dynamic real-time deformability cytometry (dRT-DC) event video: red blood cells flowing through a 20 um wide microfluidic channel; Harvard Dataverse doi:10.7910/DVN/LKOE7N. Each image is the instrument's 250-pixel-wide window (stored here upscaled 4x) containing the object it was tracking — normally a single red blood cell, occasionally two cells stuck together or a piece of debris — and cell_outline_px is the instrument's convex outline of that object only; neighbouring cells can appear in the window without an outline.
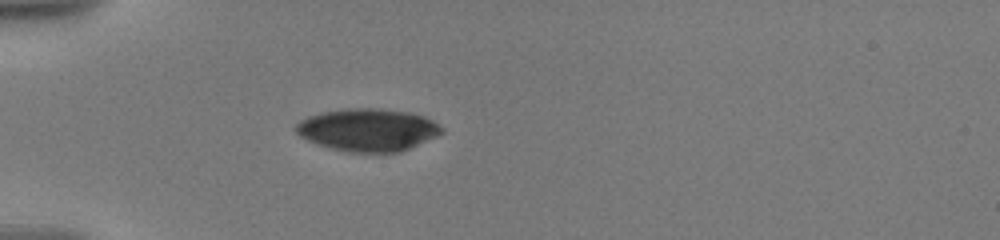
{"species": "human", "species_latin": "Homo sapiens", "temperature_condition": "warm", "stored_images_in_passage": 56, "camera_frame_rate_fps": 3000, "um_per_image_px": 0.085, "donor": {"sex": "male"}, "frame": {"image": 1, "passage_image": 1, "time_ms": 0.0, "image_size_px": [1000, 240], "cell_outline_px": [[444, 132], [436, 136], [400, 152], [348, 152], [332, 148], [308, 140], [300, 136], [296, 132], [296, 124], [300, 120], [308, 116], [324, 112], [344, 108], [376, 108], [408, 112], [424, 116], [432, 120], [444, 128]], "centroid_in_image_um": [31.28, 11.03], "position_along_channel_um": 53.7, "area_um2": 35.89}}
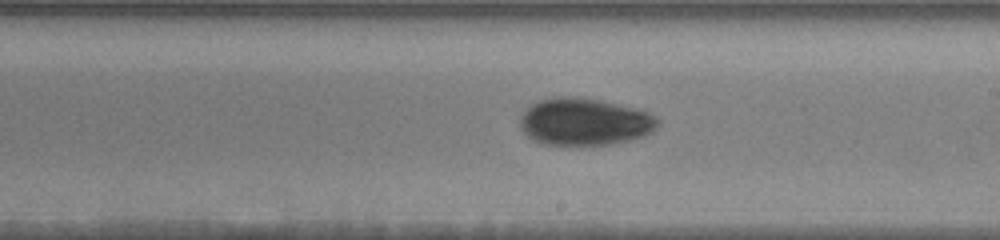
{"frame": {"image": 2, "passage_image": 25, "time_ms": 5.667, "image_size_px": [1000, 240], "cell_outline_px": [[660, 124], [652, 132], [644, 136], [632, 140], [612, 144], [544, 144], [532, 140], [520, 128], [520, 116], [524, 108], [528, 104], [540, 100], [560, 96], [580, 96], [600, 100], [636, 108], [648, 112], [656, 116], [660, 120]], "centroid_in_image_um": [49.69, 10.33], "position_along_channel_um": 239.3, "area_um2": 38.38}}
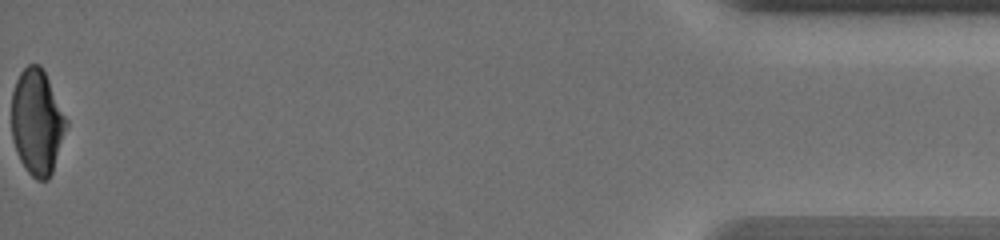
{"frame": {"image": 3, "passage_image": 56, "time_ms": 13.333, "image_size_px": [1000, 240], "cell_outline_px": [[68, 124], [52, 172], [48, 180], [36, 180], [28, 172], [20, 160], [12, 136], [12, 92], [16, 80], [20, 72], [28, 64], [40, 64], [68, 120]], "centroid_in_image_um": [3.15, 10.38], "position_along_channel_um": 432.1, "area_um2": 33.35}, "authors_computed_cell_mechanics": {"area_um2": 36.2984, "velocity_mm_per_s": 3.5826, "shape_relaxation_time_tau1_ms": 5.362, "shape_relaxation_time_tau2_ms": 7.0874, "deformation_change_tau1": 0.138, "deformation_change_tau2": 0.0932}}